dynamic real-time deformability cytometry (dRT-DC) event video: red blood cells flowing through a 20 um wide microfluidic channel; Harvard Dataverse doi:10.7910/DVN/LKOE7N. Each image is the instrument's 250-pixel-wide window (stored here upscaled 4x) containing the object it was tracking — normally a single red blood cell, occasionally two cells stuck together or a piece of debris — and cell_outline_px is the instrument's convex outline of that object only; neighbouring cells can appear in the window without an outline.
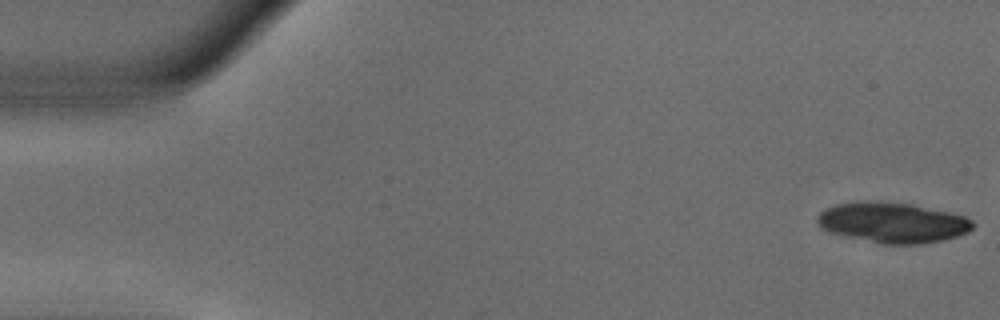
{"species": "common noctule bat (a hibernating species)", "species_latin": "Nyctalus noctula", "temperature_condition": "warm", "stored_images_in_passage": 46, "camera_frame_rate_fps": 3000, "um_per_image_px": 0.085, "animal": {"sex": "male", "body_mass_g": 18.8}, "frame": {"image": 1, "passage_image": 1, "time_ms": 0.0, "image_size_px": [1000, 320], "cell_outline_px": [[976, 224], [968, 232], [944, 240], [920, 244], [880, 244], [844, 236], [820, 228], [816, 224], [816, 216], [824, 208], [836, 204], [856, 200], [876, 200], [912, 204], [948, 212], [964, 216], [972, 220]], "centroid_in_image_um": [75.82, 18.9], "position_along_channel_um": 9.2, "area_um2": 37.17}}
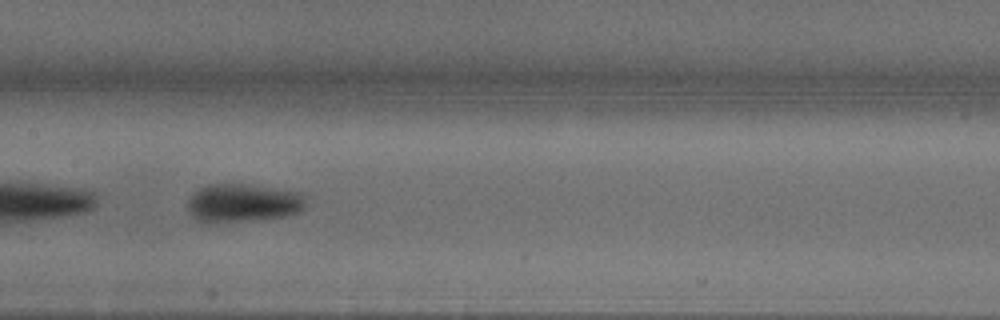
{"frame": {"image": 2, "passage_image": 26, "time_ms": 8.333, "image_size_px": [1000, 320], "cell_outline_px": [[308, 196], [304, 208], [300, 212], [284, 216], [204, 224], [192, 216], [188, 208], [188, 200], [192, 192], [208, 184], [248, 184], [308, 192]], "centroid_in_image_um": [20.7, 17.23], "position_along_channel_um": 186.7, "area_um2": 26.93}}
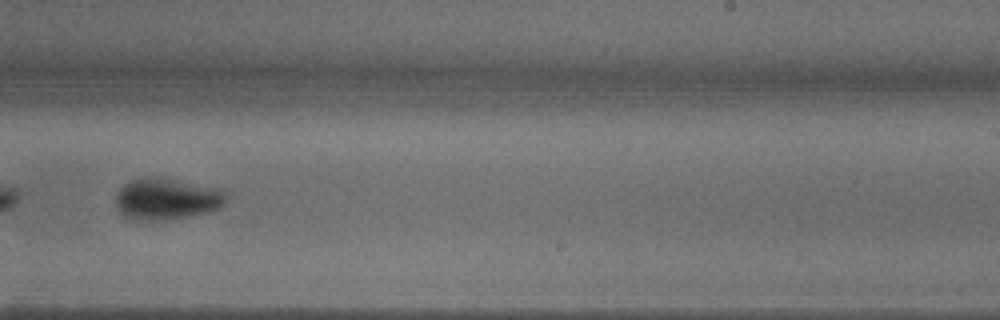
{"frame": {"image": 3, "passage_image": 33, "time_ms": 10.667, "image_size_px": [1000, 320], "cell_outline_px": [[224, 204], [220, 208], [188, 216], [144, 224], [128, 220], [116, 208], [116, 196], [120, 188], [124, 184], [132, 180], [148, 176], [220, 188], [224, 192]], "centroid_in_image_um": [14.07, 16.97], "position_along_channel_um": 274.9, "area_um2": 26.93}}